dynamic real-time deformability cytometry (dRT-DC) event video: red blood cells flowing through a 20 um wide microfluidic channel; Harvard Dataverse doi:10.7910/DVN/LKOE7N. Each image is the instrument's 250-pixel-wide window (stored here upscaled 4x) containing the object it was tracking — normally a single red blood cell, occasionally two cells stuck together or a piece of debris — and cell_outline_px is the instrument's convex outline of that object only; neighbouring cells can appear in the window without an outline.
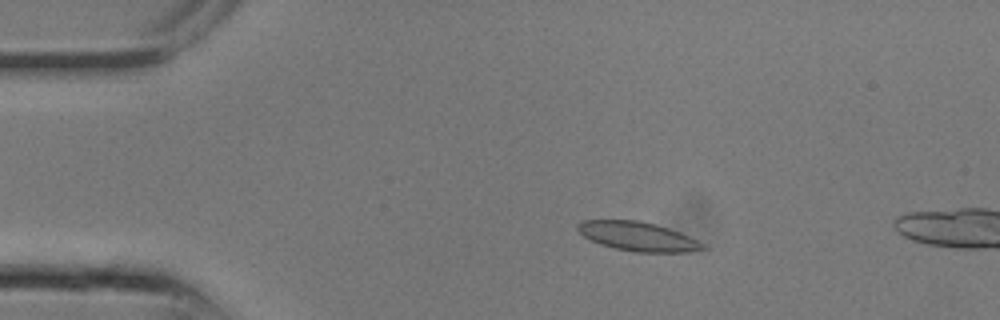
{"species": "common noctule bat (a hibernating species)", "species_latin": "Nyctalus noctula", "temperature_condition": "room temperature", "stored_images_in_passage": 4, "camera_frame_rate_fps": 3000, "um_per_image_px": 0.085, "animal": {"sex": "male", "body_mass_g": 13.3}, "frame": {"image": 1, "passage_image": 2, "time_ms": 0.333, "image_size_px": [1000, 320], "cell_outline_px": [[708, 248], [688, 252], [636, 252], [616, 248], [600, 244], [584, 236], [576, 228], [576, 224], [580, 220], [636, 220], [668, 228], [680, 232], [704, 244]], "centroid_in_image_um": [54.2, 20.09], "position_along_channel_um": 30.8, "area_um2": 20.98}}